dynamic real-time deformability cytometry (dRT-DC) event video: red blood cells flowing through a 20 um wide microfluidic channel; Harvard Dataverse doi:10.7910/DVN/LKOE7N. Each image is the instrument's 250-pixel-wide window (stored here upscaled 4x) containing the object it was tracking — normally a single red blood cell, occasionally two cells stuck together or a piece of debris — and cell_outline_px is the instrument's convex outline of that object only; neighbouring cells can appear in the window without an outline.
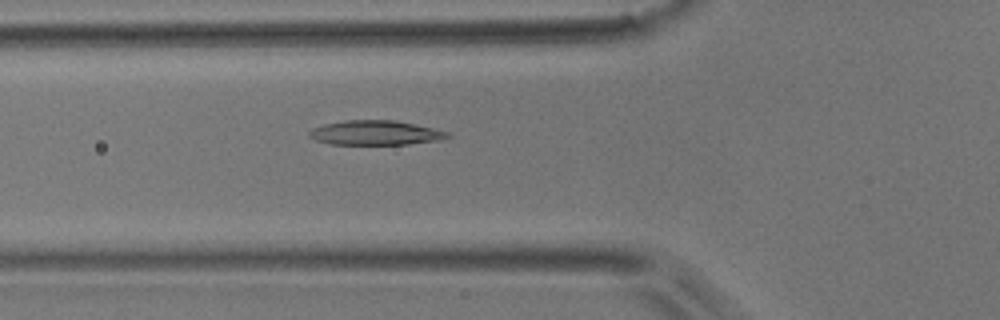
{"species": "common noctule bat (a hibernating species)", "species_latin": "Nyctalus noctula", "temperature_condition": "room temperature", "stored_images_in_passage": 51, "camera_frame_rate_fps": 3000, "um_per_image_px": 0.085, "animal": {"sex": "male", "body_mass_g": 17.9}, "frame": {"image": 1, "passage_image": 18, "time_ms": 5.667, "image_size_px": [1000, 320], "cell_outline_px": [[452, 136], [444, 140], [408, 144], [332, 144], [316, 140], [308, 136], [308, 132], [312, 128], [324, 124], [344, 120], [396, 120], [452, 132]], "centroid_in_image_um": [31.98, 11.28], "position_along_channel_um": 93.8, "area_um2": 20.0}}
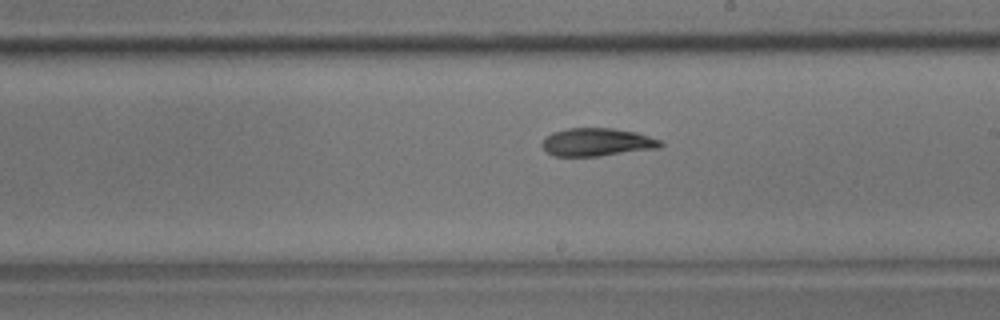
{"frame": {"image": 2, "passage_image": 29, "time_ms": 9.333, "image_size_px": [1000, 320], "cell_outline_px": [[664, 144], [660, 148], [600, 156], [552, 156], [540, 144], [544, 136], [552, 132], [568, 128], [612, 128], [636, 132], [660, 140]], "centroid_in_image_um": [50.72, 12.08], "position_along_channel_um": 238.3, "area_um2": 19.48}}
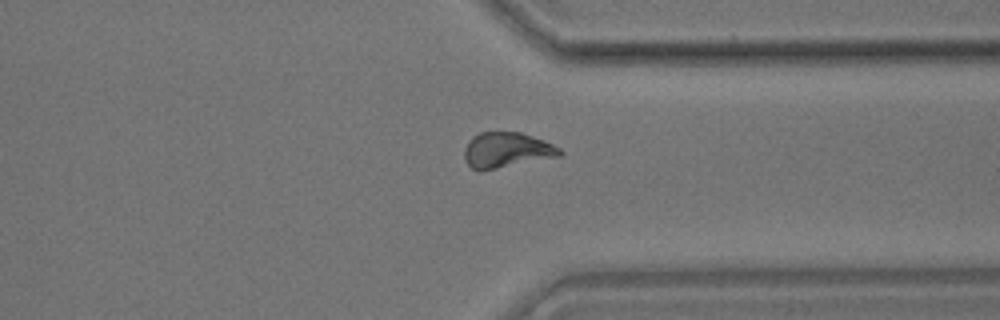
{"frame": {"image": 3, "passage_image": 39, "time_ms": 12.667, "image_size_px": [1000, 320], "cell_outline_px": [[564, 152], [560, 156], [480, 172], [472, 168], [468, 164], [464, 156], [464, 148], [468, 140], [472, 136], [480, 132], [520, 132], [544, 140], [560, 148]], "centroid_in_image_um": [43.05, 12.76], "position_along_channel_um": 368.4, "area_um2": 19.88}, "authors_computed_cell_mechanics": {"area_um2": 19.7676, "velocity_mm_per_s": 3.931, "shape_relaxation_time_tau1_ms": 7.2738, "shape_relaxation_time_tau2_ms": 6.4477, "deformation_change_tau1": 0.1926, "deformation_change_tau2": 0.1351}}